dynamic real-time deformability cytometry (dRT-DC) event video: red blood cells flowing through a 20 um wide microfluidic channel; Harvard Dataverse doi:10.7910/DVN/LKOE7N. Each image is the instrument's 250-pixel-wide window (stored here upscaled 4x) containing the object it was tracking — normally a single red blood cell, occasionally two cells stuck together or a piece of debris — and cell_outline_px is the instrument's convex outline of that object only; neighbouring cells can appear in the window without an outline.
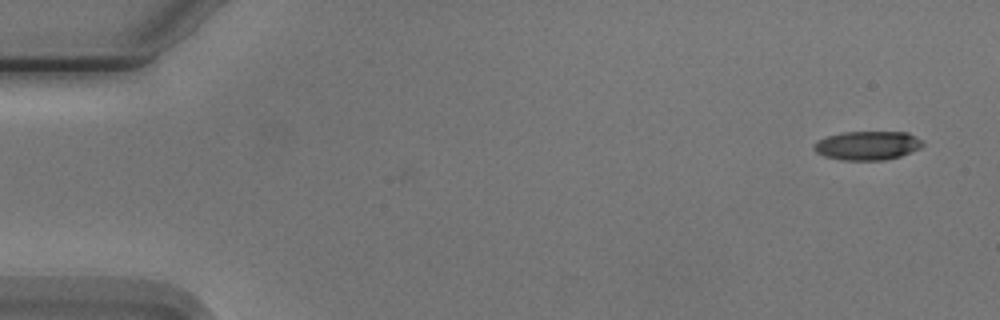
{"species": "Egyptian fruit bat (a non-hibernating species)", "species_latin": "Rousettus aegyptiacus", "temperature_condition": "cold", "stored_images_in_passage": 4, "camera_frame_rate_fps": 3000, "um_per_image_px": 0.085, "animal": {"sex": "male"}, "frame": {"image": 1, "passage_image": 1, "time_ms": 0.0, "image_size_px": [1000, 320], "cell_outline_px": [[924, 144], [920, 148], [900, 156], [884, 160], [840, 160], [824, 156], [816, 152], [812, 148], [816, 140], [840, 132], [908, 132], [920, 140]], "centroid_in_image_um": [73.69, 12.37], "position_along_channel_um": 11.3, "area_um2": 18.32}}
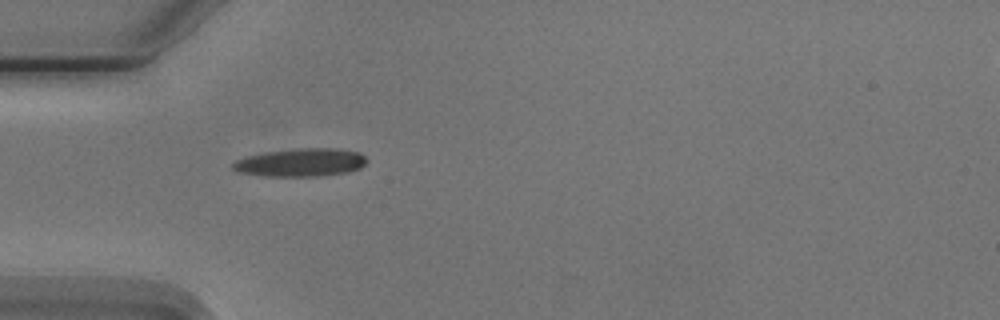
{"frame": {"image": 2, "passage_image": 4, "time_ms": 4.667, "image_size_px": [1000, 320], "cell_outline_px": [[368, 160], [360, 168], [344, 172], [312, 176], [264, 176], [236, 172], [232, 168], [232, 164], [236, 160], [248, 156], [268, 152], [300, 148], [336, 148], [360, 152]], "centroid_in_image_um": [25.55, 13.8], "position_along_channel_um": 59.4, "area_um2": 21.68}}